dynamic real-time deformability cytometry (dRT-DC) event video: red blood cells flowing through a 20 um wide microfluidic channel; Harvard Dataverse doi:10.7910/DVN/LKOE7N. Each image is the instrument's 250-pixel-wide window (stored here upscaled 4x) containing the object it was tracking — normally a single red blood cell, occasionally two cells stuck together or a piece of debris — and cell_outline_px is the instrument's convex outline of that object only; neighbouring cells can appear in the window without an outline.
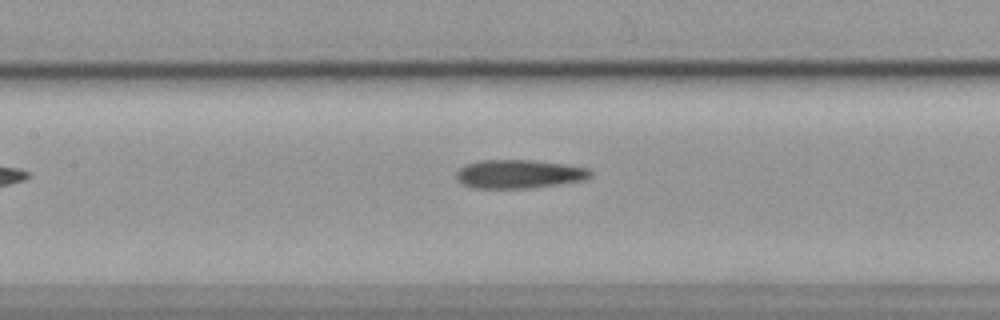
{"species": "common noctule bat (a hibernating species)", "species_latin": "Nyctalus noctula", "temperature_condition": "cold", "stored_images_in_passage": 30, "camera_frame_rate_fps": 3000, "um_per_image_px": 0.085, "animal": {"sex": "female", "body_mass_g": 19.9}, "frame": {"image": 1, "passage_image": 10, "time_ms": 3.0, "image_size_px": [1000, 320], "cell_outline_px": [[592, 176], [584, 180], [560, 184], [528, 188], [476, 188], [464, 184], [456, 180], [456, 172], [460, 168], [468, 164], [480, 160], [532, 160], [564, 164], [588, 168], [592, 172]], "centroid_in_image_um": [44.13, 14.79], "position_along_channel_um": 163.3, "area_um2": 22.31}}
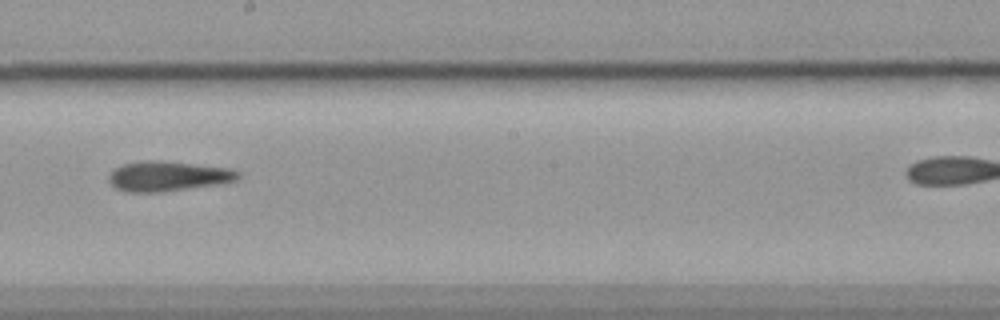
{"frame": {"image": 2, "passage_image": 16, "time_ms": 5.0, "image_size_px": [1000, 320], "cell_outline_px": [[240, 176], [236, 180], [220, 184], [160, 192], [128, 192], [116, 188], [112, 184], [108, 176], [116, 168], [124, 164], [140, 160], [160, 160], [232, 168], [240, 172]], "centroid_in_image_um": [14.32, 14.96], "position_along_channel_um": 233.9, "area_um2": 22.6}}
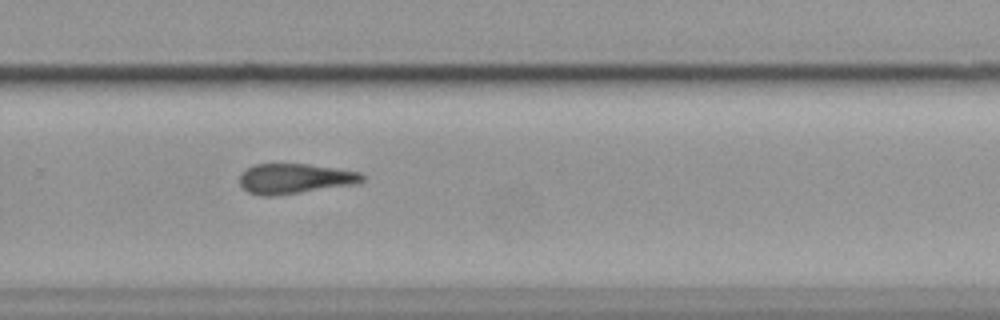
{"frame": {"image": 3, "passage_image": 22, "time_ms": 7.0, "image_size_px": [1000, 320], "cell_outline_px": [[364, 180], [360, 184], [276, 196], [260, 196], [248, 192], [240, 184], [240, 172], [256, 164], [308, 164], [360, 172], [364, 176]], "centroid_in_image_um": [25.08, 15.2], "position_along_channel_um": 304.7, "area_um2": 21.73}}